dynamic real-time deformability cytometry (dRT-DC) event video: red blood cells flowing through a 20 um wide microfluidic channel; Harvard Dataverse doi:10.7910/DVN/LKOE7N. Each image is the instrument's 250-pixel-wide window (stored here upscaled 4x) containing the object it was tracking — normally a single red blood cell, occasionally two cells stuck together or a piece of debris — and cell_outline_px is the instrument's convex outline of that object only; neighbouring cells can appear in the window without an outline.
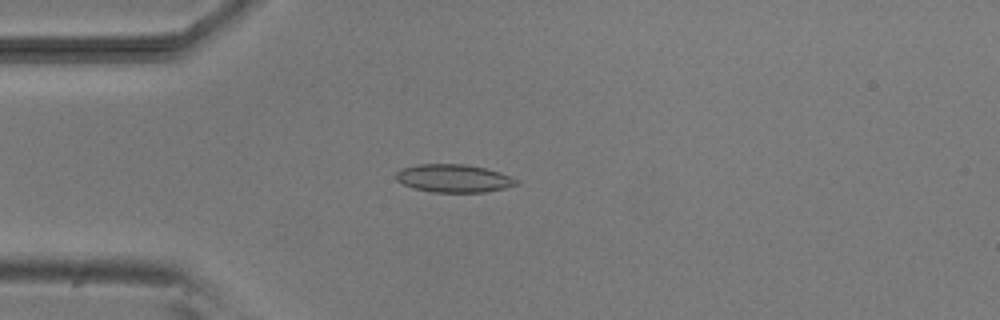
{"species": "common noctule bat (a hibernating species)", "species_latin": "Nyctalus noctula", "temperature_condition": "room temperature", "stored_images_in_passage": 3, "camera_frame_rate_fps": 3000, "um_per_image_px": 0.085, "animal": {"sex": "male", "body_mass_g": 20.5, "forearm_length_mm": 52.5}, "frame": {"image": 1, "passage_image": 3, "time_ms": 2.333, "image_size_px": [1000, 320], "cell_outline_px": [[520, 184], [504, 188], [484, 192], [432, 192], [416, 188], [404, 184], [396, 180], [396, 172], [400, 168], [416, 164], [464, 164], [484, 168], [500, 172], [520, 180]], "centroid_in_image_um": [38.58, 15.15], "position_along_channel_um": 46.4, "area_um2": 19.65}}